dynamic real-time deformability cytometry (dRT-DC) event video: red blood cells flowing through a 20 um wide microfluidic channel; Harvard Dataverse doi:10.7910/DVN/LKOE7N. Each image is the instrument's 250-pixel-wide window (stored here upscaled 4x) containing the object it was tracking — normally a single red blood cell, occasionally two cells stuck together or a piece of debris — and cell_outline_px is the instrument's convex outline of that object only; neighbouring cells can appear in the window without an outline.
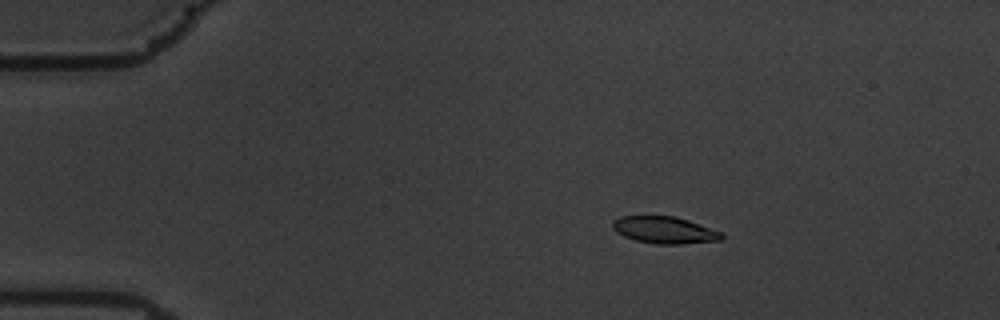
{"species": "common noctule bat (a hibernating species)", "species_latin": "Nyctalus noctula", "temperature_condition": "warm", "stored_images_in_passage": 59, "camera_frame_rate_fps": 3000, "um_per_image_px": 0.085, "animal": {"sex": "male", "body_mass_g": 19.5, "forearm_length_mm": 54.6}, "frame": {"image": 1, "passage_image": 11, "time_ms": 3.333, "image_size_px": [1000, 320], "cell_outline_px": [[724, 236], [720, 240], [680, 244], [656, 244], [636, 240], [624, 236], [616, 232], [612, 228], [612, 220], [620, 216], [676, 216], [724, 232]], "centroid_in_image_um": [56.49, 19.55], "position_along_channel_um": 28.5, "area_um2": 17.22}}
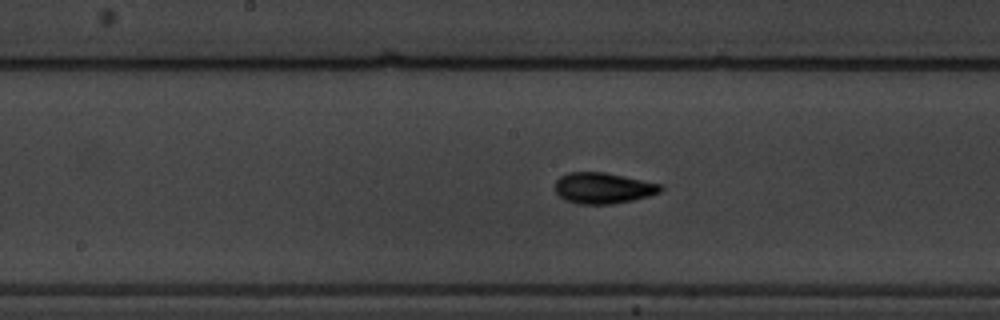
{"frame": {"image": 2, "passage_image": 31, "time_ms": 10.0, "image_size_px": [1000, 320], "cell_outline_px": [[664, 188], [660, 192], [648, 196], [632, 200], [612, 204], [576, 204], [564, 200], [556, 192], [556, 180], [560, 176], [568, 172], [604, 172], [660, 184]], "centroid_in_image_um": [51.23, 15.99], "position_along_channel_um": 197.0, "area_um2": 18.96}}
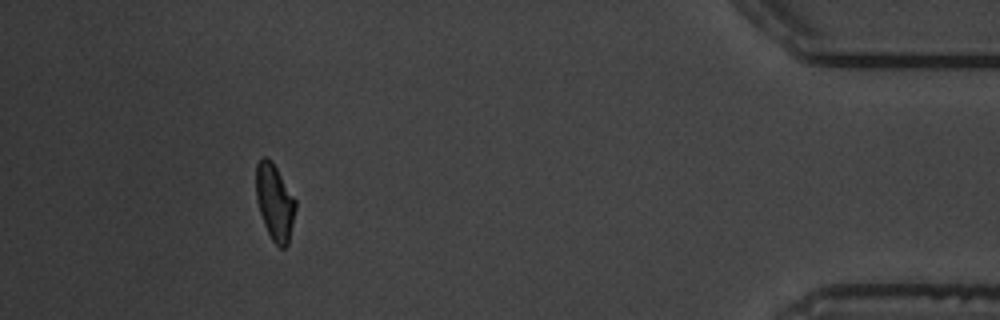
{"frame": {"image": 3, "passage_image": 54, "time_ms": 17.667, "image_size_px": [1000, 320], "cell_outline_px": [[296, 208], [288, 244], [284, 248], [280, 248], [272, 240], [264, 224], [260, 212], [256, 196], [256, 164], [264, 156], [272, 160], [296, 200]], "centroid_in_image_um": [23.36, 17.17], "position_along_channel_um": 411.8, "area_um2": 17.46}, "authors_computed_cell_mechanics": {"area_um2": 18.0336, "velocity_mm_per_s": 3.525, "shape_relaxation_time_tau1_ms": 3.4061, "shape_relaxation_time_tau2_ms": 1.6864, "deformation_change_tau1": 0.1476, "deformation_change_tau2": 0.0677}}